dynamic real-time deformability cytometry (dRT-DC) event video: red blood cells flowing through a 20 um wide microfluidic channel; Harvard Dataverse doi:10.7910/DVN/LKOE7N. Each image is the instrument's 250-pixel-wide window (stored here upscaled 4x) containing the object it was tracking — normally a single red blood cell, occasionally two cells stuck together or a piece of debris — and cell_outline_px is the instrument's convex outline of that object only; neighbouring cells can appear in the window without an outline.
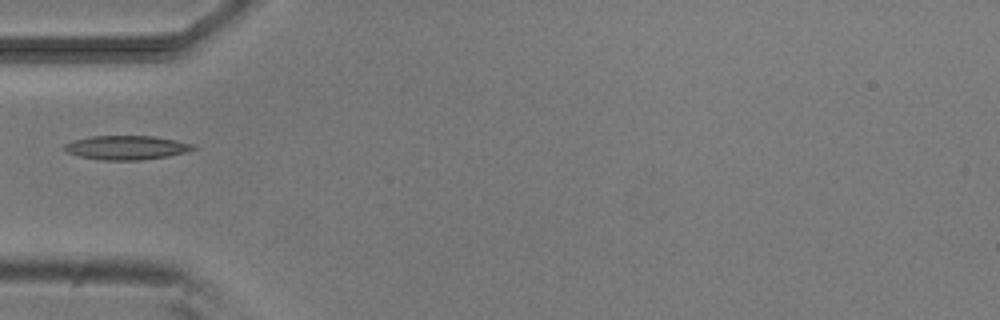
{"species": "common noctule bat (a hibernating species)", "species_latin": "Nyctalus noctula", "temperature_condition": "room temperature", "stored_images_in_passage": 2, "camera_frame_rate_fps": 3000, "um_per_image_px": 0.085, "animal": {"sex": "male", "body_mass_g": 20.5, "forearm_length_mm": 52.5}, "frame": {"image": 1, "passage_image": 2, "time_ms": 1.0, "image_size_px": [1000, 320], "cell_outline_px": [[196, 148], [188, 152], [168, 156], [140, 160], [100, 160], [80, 156], [68, 152], [60, 148], [64, 144], [72, 140], [92, 136], [152, 136], [176, 140], [192, 144]], "centroid_in_image_um": [10.72, 12.54], "position_along_channel_um": 74.3, "area_um2": 18.09}}